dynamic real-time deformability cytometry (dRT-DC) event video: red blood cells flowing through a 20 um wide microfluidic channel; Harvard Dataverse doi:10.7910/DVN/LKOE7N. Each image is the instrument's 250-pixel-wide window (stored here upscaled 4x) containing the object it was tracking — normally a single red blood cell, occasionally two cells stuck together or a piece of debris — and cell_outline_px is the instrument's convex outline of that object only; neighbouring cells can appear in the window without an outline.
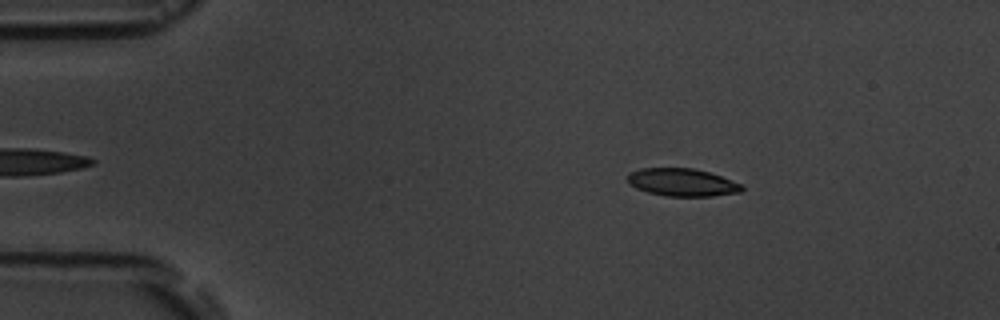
{"species": "common noctule bat (a hibernating species)", "species_latin": "Nyctalus noctula", "temperature_condition": "room temperature", "stored_images_in_passage": 3, "camera_frame_rate_fps": 3000, "um_per_image_px": 0.085, "animal": {"sex": "male", "body_mass_g": 19.5, "forearm_length_mm": 54.6}, "frame": {"image": 1, "passage_image": 1, "time_ms": 0.0, "image_size_px": [1000, 320], "cell_outline_px": [[744, 188], [740, 192], [712, 196], [664, 196], [648, 192], [636, 188], [628, 184], [628, 172], [640, 168], [692, 168], [708, 172], [744, 184]], "centroid_in_image_um": [57.97, 15.5], "position_along_channel_um": 27.0, "area_um2": 18.55}}